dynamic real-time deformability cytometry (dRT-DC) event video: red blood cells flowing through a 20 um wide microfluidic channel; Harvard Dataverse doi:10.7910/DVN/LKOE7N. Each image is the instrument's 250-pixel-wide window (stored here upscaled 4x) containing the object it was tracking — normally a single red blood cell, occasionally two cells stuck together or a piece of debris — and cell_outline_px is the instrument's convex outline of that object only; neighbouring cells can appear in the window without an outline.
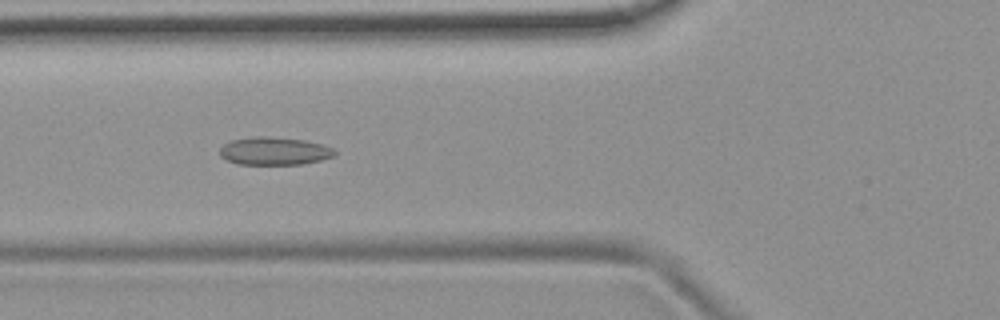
{"species": "common noctule bat (a hibernating species)", "species_latin": "Nyctalus noctula", "temperature_condition": "room temperature", "stored_images_in_passage": 54, "camera_frame_rate_fps": 3000, "um_per_image_px": 0.085, "animal": {"sex": "female", "body_mass_g": 19.9}, "frame": {"image": 1, "passage_image": 19, "time_ms": 6.0, "image_size_px": [1000, 320], "cell_outline_px": [[336, 156], [304, 164], [236, 164], [220, 156], [220, 148], [224, 144], [232, 140], [252, 136], [268, 136], [304, 140], [324, 144], [332, 148], [336, 152]], "centroid_in_image_um": [23.33, 12.83], "position_along_channel_um": 102.5, "area_um2": 18.79}}
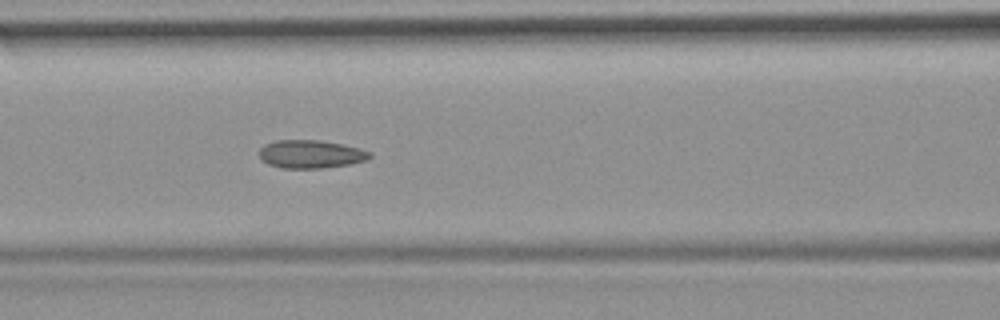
{"frame": {"image": 2, "passage_image": 22, "time_ms": 7.0, "image_size_px": [1000, 320], "cell_outline_px": [[372, 156], [368, 160], [348, 164], [320, 168], [280, 168], [268, 164], [260, 156], [260, 148], [264, 144], [276, 140], [320, 140], [360, 148], [372, 152]], "centroid_in_image_um": [26.43, 13.1], "position_along_channel_um": 140.2, "area_um2": 18.09}}
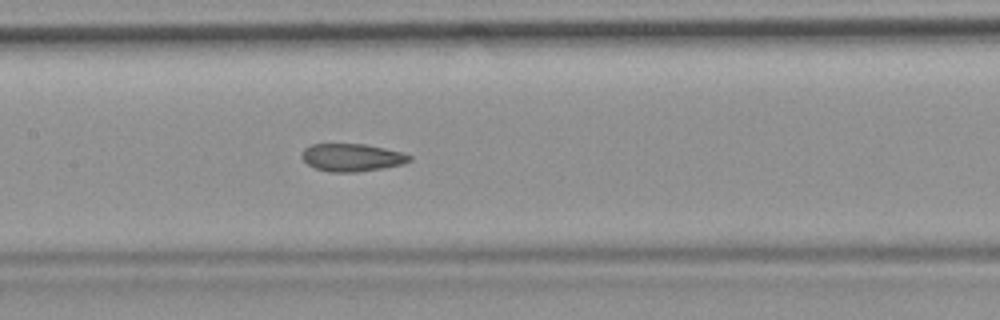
{"frame": {"image": 3, "passage_image": 25, "time_ms": 8.0, "image_size_px": [1000, 320], "cell_outline_px": [[412, 160], [404, 164], [384, 168], [356, 172], [328, 172], [316, 168], [308, 164], [300, 156], [304, 148], [312, 144], [364, 144], [404, 152], [412, 156]], "centroid_in_image_um": [29.94, 13.39], "position_along_channel_um": 177.5, "area_um2": 17.51}, "authors_computed_cell_mechanics": {"area_um2": 18.4093, "velocity_mm_per_s": 3.7417, "shape_relaxation_time_tau1_ms": null, "shape_relaxation_time_tau2_ms": 2.0193, "deformation_change_tau1": null, "deformation_change_tau2": 0.0868}}